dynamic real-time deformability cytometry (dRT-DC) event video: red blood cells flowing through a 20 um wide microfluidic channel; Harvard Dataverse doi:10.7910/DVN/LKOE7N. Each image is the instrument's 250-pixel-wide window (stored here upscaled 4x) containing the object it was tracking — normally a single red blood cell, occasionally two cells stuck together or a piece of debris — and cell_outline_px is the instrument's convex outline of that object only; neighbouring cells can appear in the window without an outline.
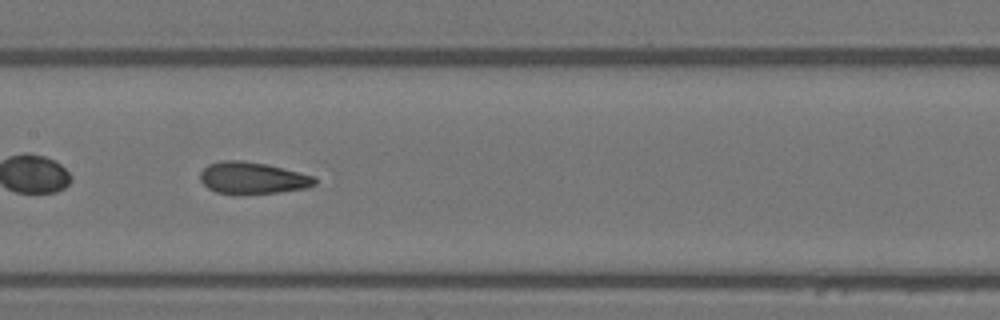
{"species": "Egyptian fruit bat (a non-hibernating species)", "species_latin": "Rousettus aegyptiacus", "temperature_condition": "warm", "stored_images_in_passage": 35, "camera_frame_rate_fps": 3000, "um_per_image_px": 0.085, "animal": {"sex": "female"}, "frame": {"image": 1, "passage_image": 10, "time_ms": 3.0, "image_size_px": [1000, 320], "cell_outline_px": [[316, 184], [308, 188], [276, 192], [216, 192], [208, 188], [200, 180], [200, 172], [208, 164], [224, 160], [240, 160], [264, 164], [316, 176]], "centroid_in_image_um": [21.48, 15.1], "position_along_channel_um": 185.9, "area_um2": 20.63}, "authors_computed_cell_mechanics": {"area_um2": 21.4438, "velocity_mm_per_s": 3.9876, "shape_relaxation_time_tau1_ms": 7.4121, "shape_relaxation_time_tau2_ms": 1.1517, "deformation_change_tau1": 0.2155, "deformation_change_tau2": 0.0848}}